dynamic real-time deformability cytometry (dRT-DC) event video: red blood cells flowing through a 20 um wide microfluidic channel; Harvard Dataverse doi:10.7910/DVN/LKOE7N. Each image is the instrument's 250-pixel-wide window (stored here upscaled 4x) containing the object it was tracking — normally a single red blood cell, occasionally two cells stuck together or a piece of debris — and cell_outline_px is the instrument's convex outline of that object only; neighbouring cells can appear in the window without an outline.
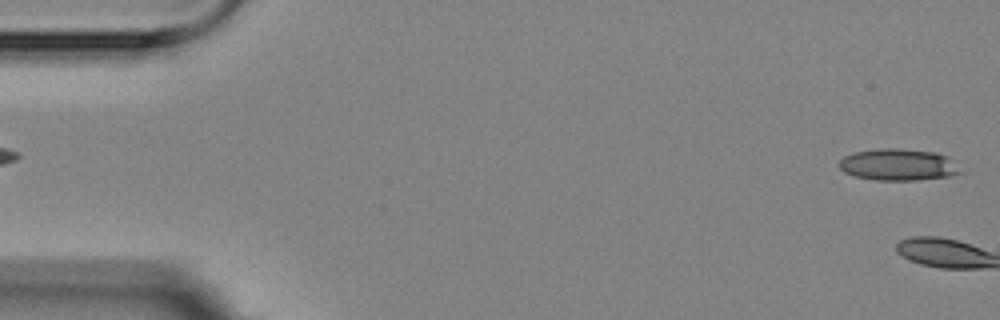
{"species": "Egyptian fruit bat (a non-hibernating species)", "species_latin": "Rousettus aegyptiacus", "temperature_condition": "room temperature", "stored_images_in_passage": 5, "segment_of_instrument_passage": [2, 2], "camera_frame_rate_fps": 3000, "um_per_image_px": 0.085, "animal": {"sex": "female"}, "frame": {"image": 1, "passage_image": 5, "time_ms": 5.333, "image_size_px": [1000, 320], "cell_outline_px": [[968, 172], [952, 176], [916, 180], [876, 180], [852, 176], [844, 172], [840, 168], [840, 160], [844, 156], [852, 152], [876, 148], [900, 148], [936, 152], [948, 156]], "centroid_in_image_um": [76.43, 13.99], "position_along_channel_um": 8.6, "area_um2": 23.06}}